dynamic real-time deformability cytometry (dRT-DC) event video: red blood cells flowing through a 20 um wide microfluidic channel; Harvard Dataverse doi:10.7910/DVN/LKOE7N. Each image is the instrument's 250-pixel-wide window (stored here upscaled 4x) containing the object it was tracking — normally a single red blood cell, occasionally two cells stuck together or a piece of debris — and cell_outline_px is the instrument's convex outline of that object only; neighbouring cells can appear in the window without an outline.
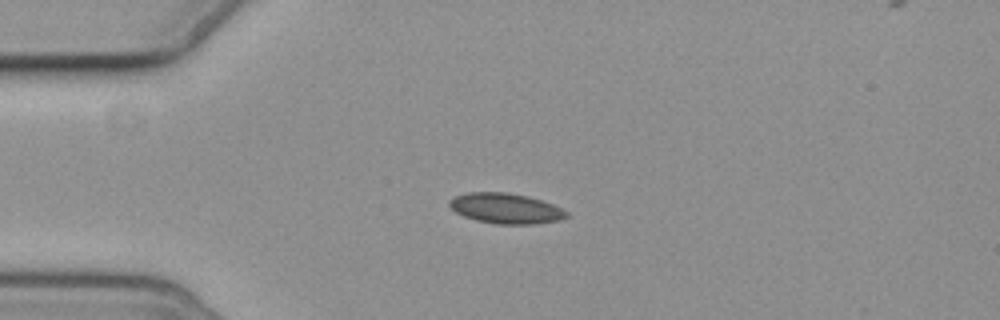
{"species": "common noctule bat (a hibernating species)", "species_latin": "Nyctalus noctula", "temperature_condition": "cold", "stored_images_in_passage": 2, "camera_frame_rate_fps": 3000, "um_per_image_px": 0.085, "animal": {"sex": "female", "body_mass_g": 19.3, "forearm_length_mm": 54.1}, "frame": {"image": 1, "passage_image": 1, "time_ms": 0.0, "image_size_px": [1000, 320], "cell_outline_px": [[568, 216], [560, 220], [536, 224], [496, 224], [476, 220], [464, 216], [456, 212], [448, 204], [448, 200], [452, 196], [468, 192], [508, 192], [528, 196], [552, 204], [568, 212]], "centroid_in_image_um": [42.96, 17.71], "position_along_channel_um": 42.0, "area_um2": 20.81}}